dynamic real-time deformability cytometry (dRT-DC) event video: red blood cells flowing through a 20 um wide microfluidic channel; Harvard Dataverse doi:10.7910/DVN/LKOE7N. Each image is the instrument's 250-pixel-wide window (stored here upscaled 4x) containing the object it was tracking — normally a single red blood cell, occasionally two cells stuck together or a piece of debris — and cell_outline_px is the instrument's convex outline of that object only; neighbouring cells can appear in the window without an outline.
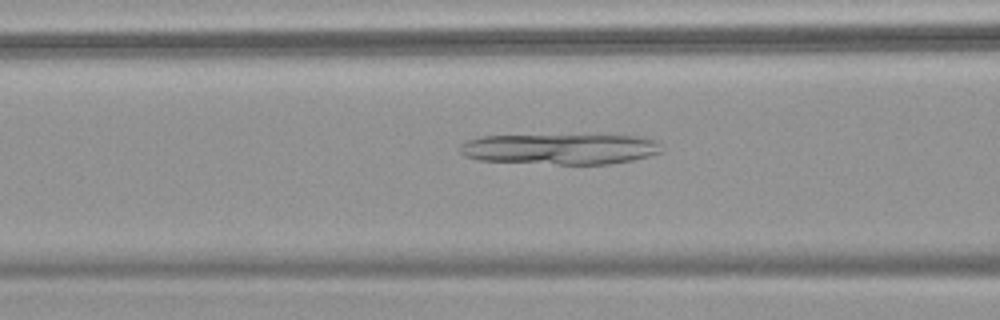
{"species": "common noctule bat (a hibernating species)", "species_latin": "Nyctalus noctula", "temperature_condition": "warm", "stored_images_in_passage": 53, "camera_frame_rate_fps": 3000, "um_per_image_px": 0.085, "animal": {"sex": "female", "body_mass_g": 18.4}, "frame": {"image": 1, "passage_image": 22, "time_ms": 7.0, "image_size_px": [1000, 320], "cell_outline_px": [[664, 152], [632, 160], [608, 164], [556, 164], [480, 160], [464, 156], [460, 152], [460, 144], [464, 140], [480, 136], [636, 136], [656, 140], [660, 144]], "centroid_in_image_um": [47.61, 12.67], "position_along_channel_um": 119.0, "area_um2": 35.78}}
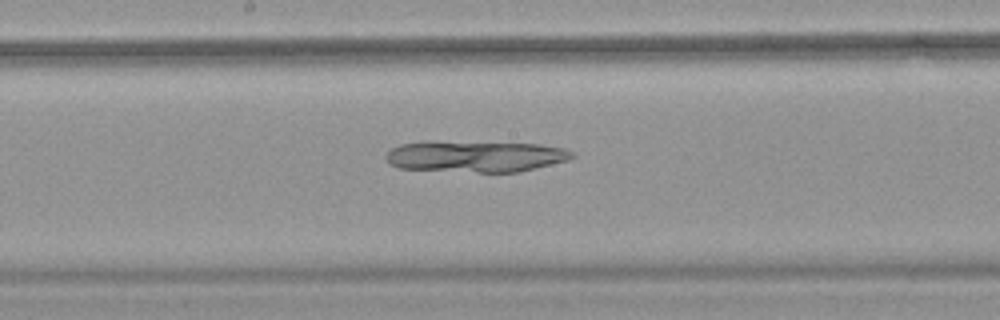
{"frame": {"image": 2, "passage_image": 29, "time_ms": 9.333, "image_size_px": [1000, 320], "cell_outline_px": [[576, 156], [568, 160], [520, 172], [476, 172], [396, 168], [384, 156], [392, 148], [400, 144], [436, 140], [540, 144], [564, 148], [572, 152]], "centroid_in_image_um": [40.42, 13.28], "position_along_channel_um": 207.8, "area_um2": 34.39}}
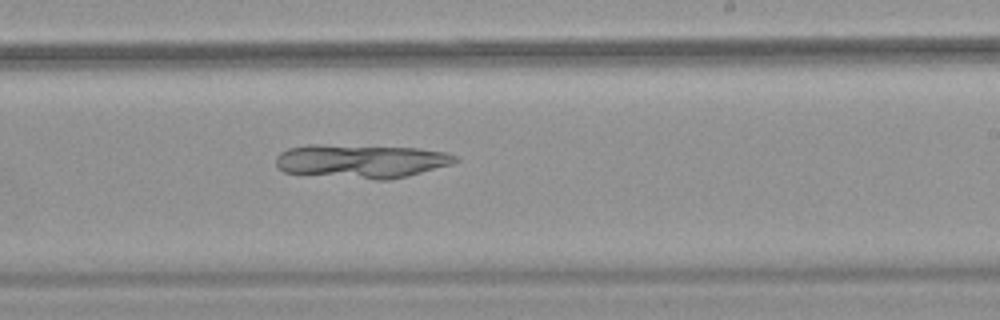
{"frame": {"image": 3, "passage_image": 33, "time_ms": 10.667, "image_size_px": [1000, 320], "cell_outline_px": [[460, 160], [452, 164], [408, 176], [388, 180], [376, 180], [284, 172], [276, 164], [276, 156], [280, 152], [288, 148], [308, 144], [320, 144], [416, 148], [448, 152], [456, 156]], "centroid_in_image_um": [30.72, 13.69], "position_along_channel_um": 258.3, "area_um2": 35.32}}